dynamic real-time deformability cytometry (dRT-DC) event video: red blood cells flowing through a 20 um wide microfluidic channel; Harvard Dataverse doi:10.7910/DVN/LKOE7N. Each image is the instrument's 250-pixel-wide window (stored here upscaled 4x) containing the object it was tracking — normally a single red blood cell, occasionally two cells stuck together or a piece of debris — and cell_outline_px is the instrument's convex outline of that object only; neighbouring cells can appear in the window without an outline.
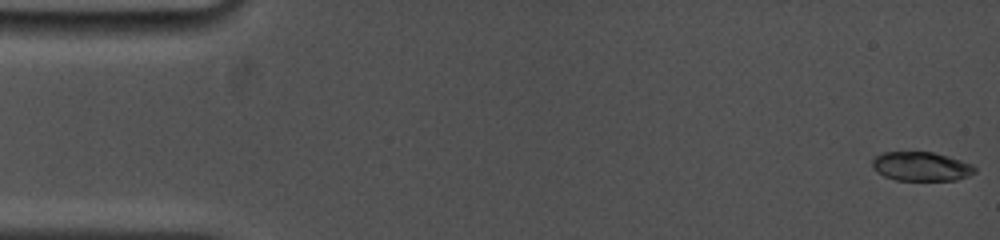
{"species": "common noctule bat (a hibernating species)", "species_latin": "Nyctalus noctula", "temperature_condition": "cold", "stored_images_in_passage": 30, "camera_frame_rate_fps": 5000, "um_per_image_px": 0.085, "animal": {"sex": "female", "body_mass_g": 19.0, "forearm_length_mm": 53.3}, "frame": {"image": 1, "passage_image": 1, "time_ms": 0.0, "image_size_px": [1000, 240], "cell_outline_px": [[976, 172], [968, 176], [956, 180], [896, 180], [884, 176], [876, 172], [872, 168], [872, 160], [876, 156], [884, 152], [932, 152], [948, 156], [972, 164], [976, 168]], "centroid_in_image_um": [78.29, 14.15], "position_along_channel_um": 6.7, "area_um2": 17.4}}
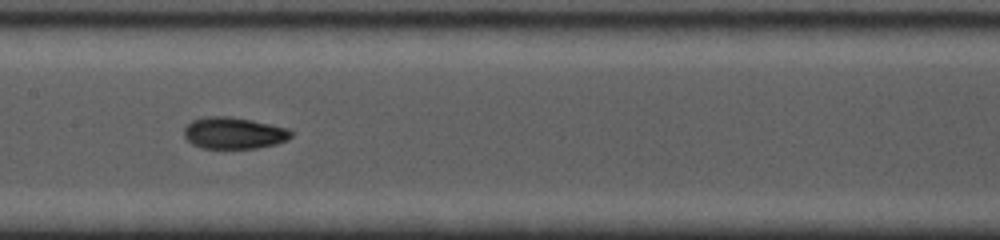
{"frame": {"image": 2, "passage_image": 15, "time_ms": 8.2, "image_size_px": [1000, 240], "cell_outline_px": [[292, 136], [288, 140], [276, 144], [256, 148], [200, 148], [192, 144], [184, 136], [184, 128], [192, 120], [200, 116], [228, 116], [252, 120], [288, 128], [292, 132]], "centroid_in_image_um": [19.86, 11.3], "position_along_channel_um": 187.5, "area_um2": 19.88}}
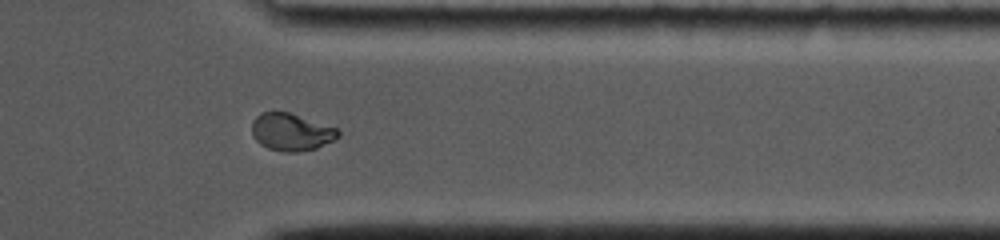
{"frame": {"image": 3, "passage_image": 25, "time_ms": 13.4, "image_size_px": [1000, 240], "cell_outline_px": [[340, 136], [336, 140], [316, 148], [296, 152], [284, 152], [268, 148], [260, 144], [252, 136], [252, 120], [260, 112], [288, 112], [340, 128]], "centroid_in_image_um": [24.79, 11.22], "position_along_channel_um": 386.6, "area_um2": 19.07}, "authors_computed_cell_mechanics": {"area_um2": 19.0451, "velocity_mm_per_s": 3.8185, "shape_relaxation_time_tau1_ms": 10.3893, "shape_relaxation_time_tau2_ms": 1.504, "deformation_change_tau1": 0.263, "deformation_change_tau2": 0.0435}}